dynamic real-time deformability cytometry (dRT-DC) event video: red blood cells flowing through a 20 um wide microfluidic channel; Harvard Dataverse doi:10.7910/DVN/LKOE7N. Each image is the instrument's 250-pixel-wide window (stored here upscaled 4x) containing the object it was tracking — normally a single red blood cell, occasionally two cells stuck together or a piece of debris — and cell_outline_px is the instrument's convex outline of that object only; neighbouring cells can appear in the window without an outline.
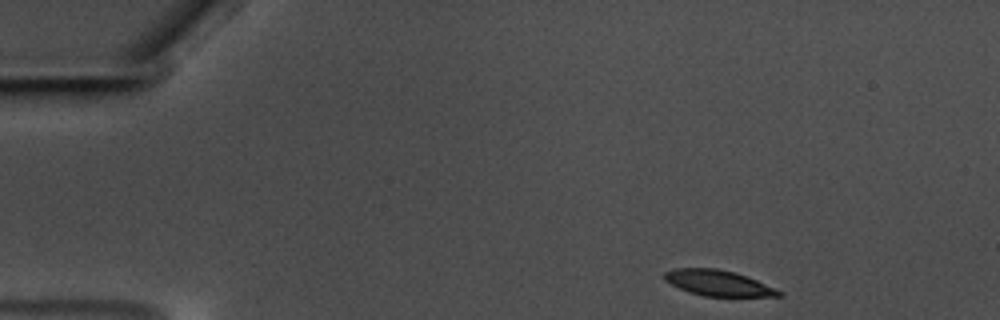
{"species": "common noctule bat (a hibernating species)", "species_latin": "Nyctalus noctula", "temperature_condition": "warm", "stored_images_in_passage": 51, "camera_frame_rate_fps": 3000, "um_per_image_px": 0.085, "animal": {"sex": "male", "body_mass_g": 17.5, "forearm_length_mm": 52.3}, "frame": {"image": 1, "passage_image": 1, "time_ms": 0.0, "image_size_px": [1000, 320], "cell_outline_px": [[784, 296], [704, 296], [688, 292], [664, 280], [664, 272], [672, 268], [716, 268], [736, 272], [748, 276], [784, 292]], "centroid_in_image_um": [61.06, 24.05], "position_along_channel_um": 23.9, "area_um2": 17.22}}
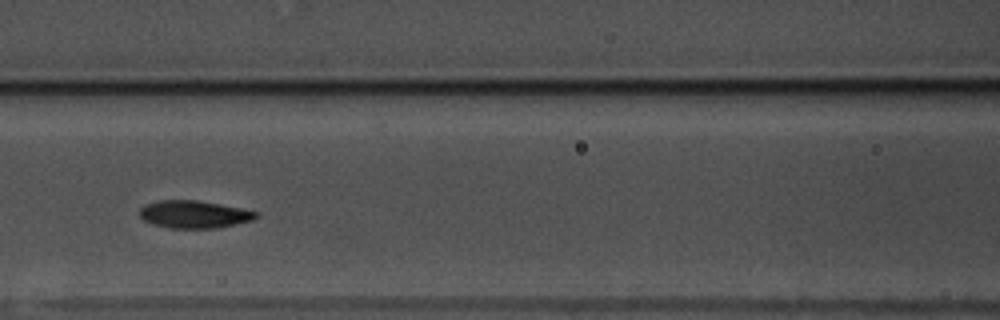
{"frame": {"image": 2, "passage_image": 19, "time_ms": 6.0, "image_size_px": [1000, 320], "cell_outline_px": [[260, 216], [252, 220], [220, 228], [168, 228], [152, 224], [144, 220], [140, 216], [140, 208], [144, 204], [160, 200], [196, 200], [220, 204], [260, 212]], "centroid_in_image_um": [16.51, 18.22], "position_along_channel_um": 150.1, "area_um2": 18.84}}
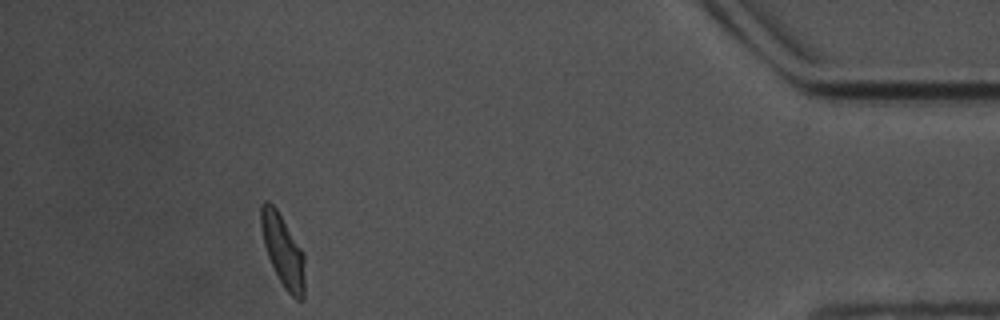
{"frame": {"image": 3, "passage_image": 46, "time_ms": 15.0, "image_size_px": [1000, 320], "cell_outline_px": [[304, 300], [296, 300], [284, 288], [268, 256], [264, 244], [260, 228], [260, 204], [264, 200], [268, 200], [276, 208], [304, 252]], "centroid_in_image_um": [24.04, 21.27], "position_along_channel_um": 411.2, "area_um2": 18.38}, "authors_computed_cell_mechanics": {"area_um2": 18.496, "velocity_mm_per_s": 3.5165, "shape_relaxation_time_tau1_ms": 2.4743, "shape_relaxation_time_tau2_ms": 2.4953, "deformation_change_tau1": 0.1289, "deformation_change_tau2": 0.0684}}